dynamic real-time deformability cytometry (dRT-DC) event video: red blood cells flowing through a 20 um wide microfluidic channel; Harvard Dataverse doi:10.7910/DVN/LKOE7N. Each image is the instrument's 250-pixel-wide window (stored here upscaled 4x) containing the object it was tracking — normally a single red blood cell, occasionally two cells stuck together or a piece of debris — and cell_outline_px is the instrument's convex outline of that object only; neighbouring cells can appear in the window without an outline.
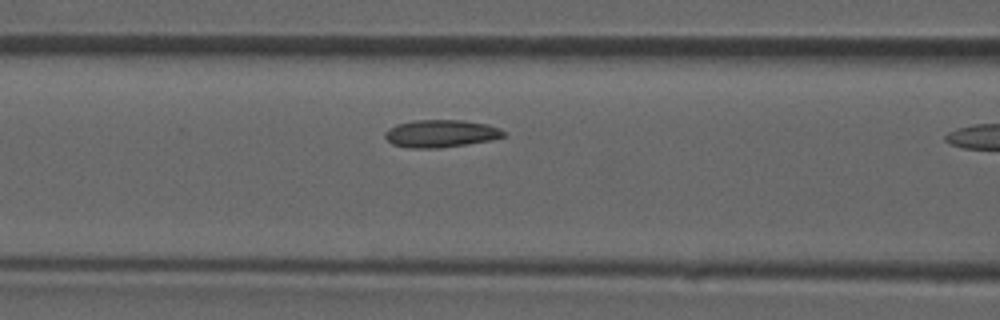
{"species": "common noctule bat (a hibernating species)", "species_latin": "Nyctalus noctula", "temperature_condition": "room temperature", "stored_images_in_passage": 15, "camera_frame_rate_fps": 3000, "um_per_image_px": 0.085, "animal": {"sex": "male", "forearm_length_mm": 52.5}, "frame": {"image": 1, "passage_image": 11, "time_ms": 3.333, "image_size_px": [1000, 320], "cell_outline_px": [[504, 136], [492, 140], [440, 148], [408, 148], [392, 144], [384, 136], [384, 132], [388, 128], [396, 124], [416, 120], [464, 120], [488, 124], [500, 128], [504, 132]], "centroid_in_image_um": [37.45, 11.35], "position_along_channel_um": 129.1, "area_um2": 19.13}}